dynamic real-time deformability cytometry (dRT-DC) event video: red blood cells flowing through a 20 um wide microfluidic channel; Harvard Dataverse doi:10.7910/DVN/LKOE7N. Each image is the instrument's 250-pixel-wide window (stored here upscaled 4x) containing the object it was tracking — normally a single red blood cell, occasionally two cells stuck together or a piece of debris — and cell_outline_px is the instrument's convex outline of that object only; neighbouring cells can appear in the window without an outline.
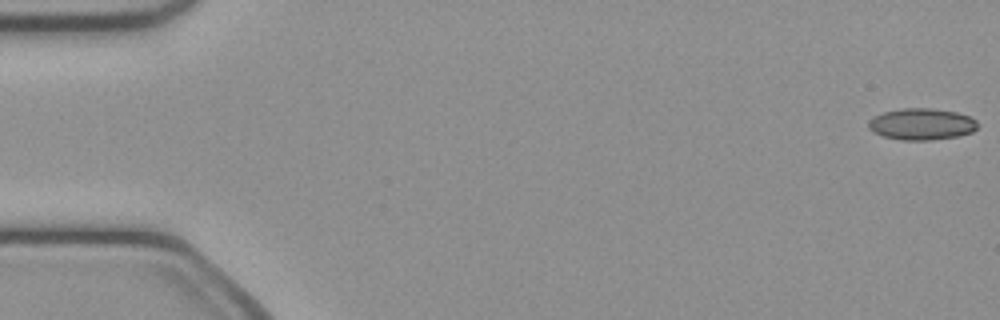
{"species": "common noctule bat (a hibernating species)", "species_latin": "Nyctalus noctula", "temperature_condition": "cold", "stored_images_in_passage": 50, "camera_frame_rate_fps": 3000, "um_per_image_px": 0.085, "animal": {"sex": "female", "body_mass_g": 21.9}, "frame": {"image": 1, "passage_image": 1, "time_ms": 0.0, "image_size_px": [1000, 320], "cell_outline_px": [[976, 128], [972, 132], [960, 136], [928, 140], [900, 140], [884, 136], [872, 132], [868, 128], [868, 120], [872, 116], [884, 112], [900, 108], [928, 108], [956, 112], [972, 116], [976, 120]], "centroid_in_image_um": [78.31, 10.55], "position_along_channel_um": 6.7, "area_um2": 20.23}}
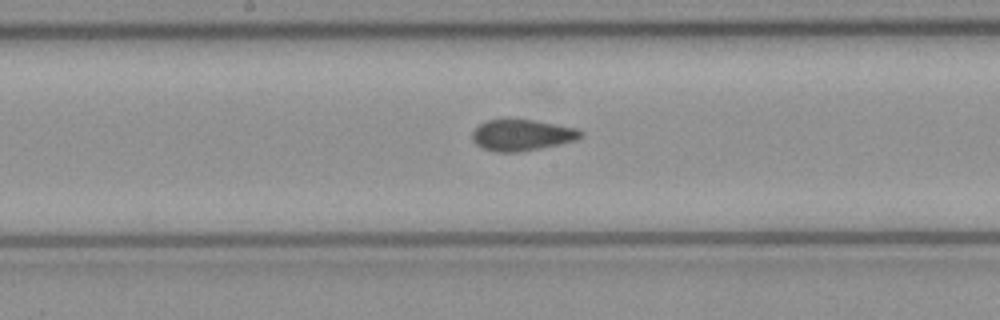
{"frame": {"image": 2, "passage_image": 26, "time_ms": 8.333, "image_size_px": [1000, 320], "cell_outline_px": [[584, 136], [576, 140], [540, 148], [516, 152], [496, 152], [484, 148], [476, 144], [472, 140], [472, 132], [480, 124], [488, 120], [532, 120], [576, 128], [584, 132]], "centroid_in_image_um": [44.37, 11.49], "position_along_channel_um": 203.8, "area_um2": 19.42}}
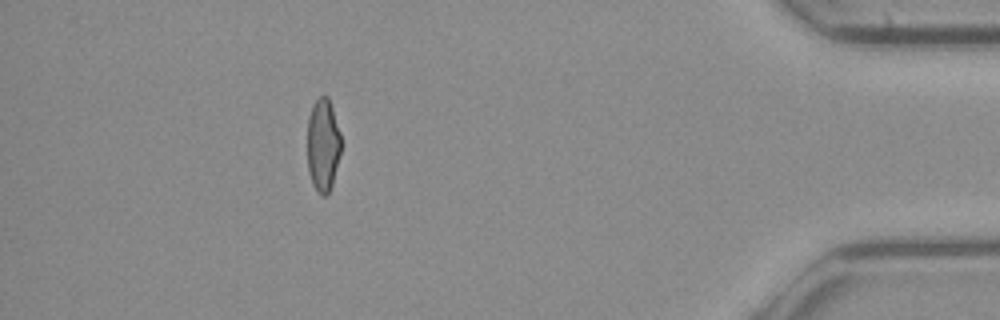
{"frame": {"image": 3, "passage_image": 45, "time_ms": 14.667, "image_size_px": [1000, 320], "cell_outline_px": [[340, 152], [332, 184], [328, 192], [324, 196], [320, 196], [316, 192], [312, 184], [308, 172], [308, 116], [312, 104], [320, 96], [328, 96], [340, 132]], "centroid_in_image_um": [27.43, 12.33], "position_along_channel_um": 407.8, "area_um2": 18.21}, "authors_computed_cell_mechanics": {"area_um2": 19.7965, "velocity_mm_per_s": 4.0943, "shape_relaxation_time_tau1_ms": null, "shape_relaxation_time_tau2_ms": 2.3166, "deformation_change_tau1": null, "deformation_change_tau2": 0.0642}}